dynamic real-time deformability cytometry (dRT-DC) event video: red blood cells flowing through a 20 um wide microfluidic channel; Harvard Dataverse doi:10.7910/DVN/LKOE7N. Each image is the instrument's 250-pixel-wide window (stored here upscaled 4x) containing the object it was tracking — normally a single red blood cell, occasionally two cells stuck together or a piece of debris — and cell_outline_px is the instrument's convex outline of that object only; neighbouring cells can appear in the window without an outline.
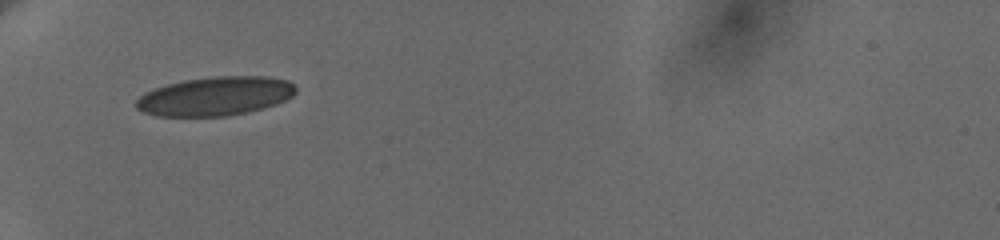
{"species": "human", "species_latin": "Homo sapiens", "temperature_condition": "cold", "stored_images_in_passage": 47, "camera_frame_rate_fps": 3000, "um_per_image_px": 0.085, "donor": {"sex": "female"}, "frame": {"image": 1, "passage_image": 1, "time_ms": 0.0, "image_size_px": [1000, 240], "cell_outline_px": [[296, 92], [292, 96], [276, 104], [264, 108], [248, 112], [228, 116], [156, 116], [144, 112], [136, 108], [136, 100], [144, 92], [152, 88], [184, 80], [216, 76], [268, 76], [288, 80], [296, 88]], "centroid_in_image_um": [18.29, 8.17], "position_along_channel_um": 66.7, "area_um2": 36.36}}
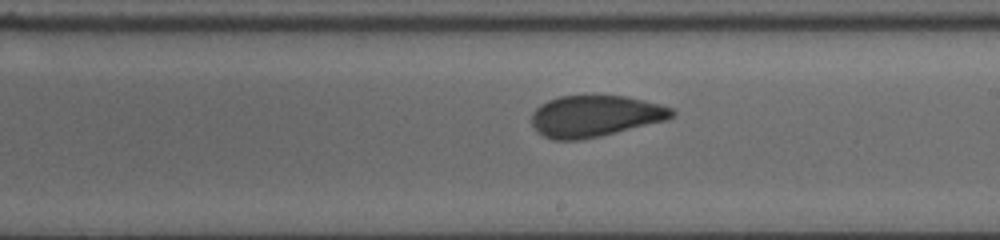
{"frame": {"image": 2, "passage_image": 26, "time_ms": 5.0, "image_size_px": [1000, 240], "cell_outline_px": [[676, 112], [672, 116], [664, 120], [600, 136], [580, 140], [552, 140], [536, 132], [532, 124], [532, 112], [540, 104], [548, 100], [560, 96], [624, 96], [644, 100], [676, 108]], "centroid_in_image_um": [50.55, 9.87], "position_along_channel_um": 238.4, "area_um2": 33.76}}
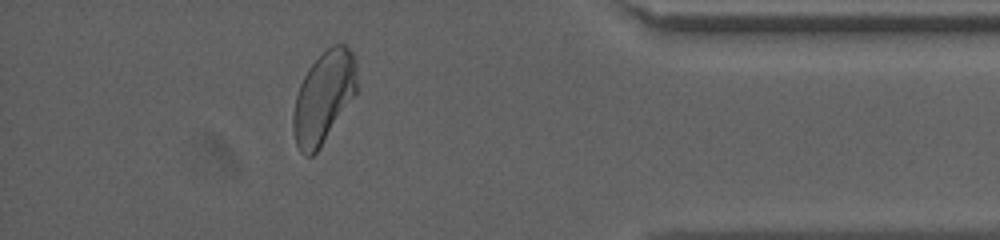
{"frame": {"image": 3, "passage_image": 42, "time_ms": 10.333, "image_size_px": [1000, 240], "cell_outline_px": [[356, 92], [316, 152], [312, 156], [304, 156], [300, 152], [296, 144], [292, 128], [292, 116], [296, 96], [300, 84], [308, 68], [332, 44], [344, 44], [352, 52], [356, 60]], "centroid_in_image_um": [27.48, 8.26], "position_along_channel_um": 407.7, "area_um2": 33.41}, "authors_computed_cell_mechanics": {"area_um2": 34.9112, "velocity_mm_per_s": 3.6487, "shape_relaxation_time_tau1_ms": 5.6105, "shape_relaxation_time_tau2_ms": 0.7602, "deformation_change_tau1": 0.1333, "deformation_change_tau2": 0.0611}}